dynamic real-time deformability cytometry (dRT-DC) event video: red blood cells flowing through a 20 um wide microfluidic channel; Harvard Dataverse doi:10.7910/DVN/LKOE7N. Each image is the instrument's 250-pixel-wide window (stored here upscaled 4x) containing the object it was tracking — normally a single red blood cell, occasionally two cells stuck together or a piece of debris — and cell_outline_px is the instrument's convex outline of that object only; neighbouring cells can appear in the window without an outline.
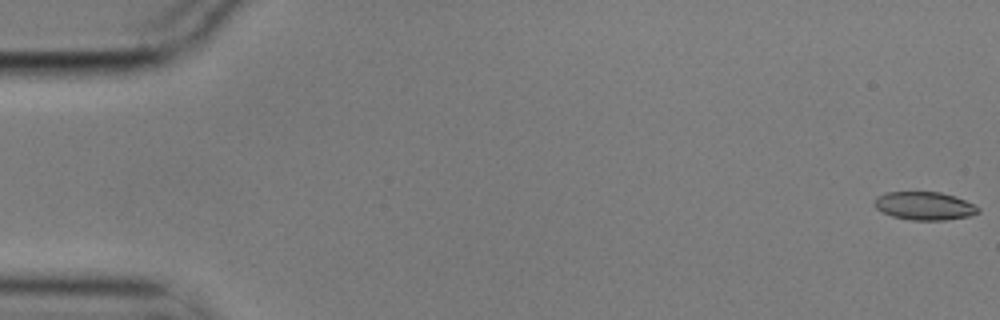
{"species": "common noctule bat (a hibernating species)", "species_latin": "Nyctalus noctula", "temperature_condition": "cold", "stored_images_in_passage": 5, "camera_frame_rate_fps": 3000, "um_per_image_px": 0.085, "animal": {"sex": "male", "body_mass_g": 17.9}, "frame": {"image": 1, "passage_image": 1, "time_ms": 0.0, "image_size_px": [1000, 320], "cell_outline_px": [[980, 212], [968, 216], [944, 220], [912, 220], [892, 216], [876, 208], [872, 204], [872, 200], [876, 196], [888, 192], [940, 192], [956, 196], [980, 208]], "centroid_in_image_um": [78.54, 17.49], "position_along_channel_um": 6.5, "area_um2": 17.05}}
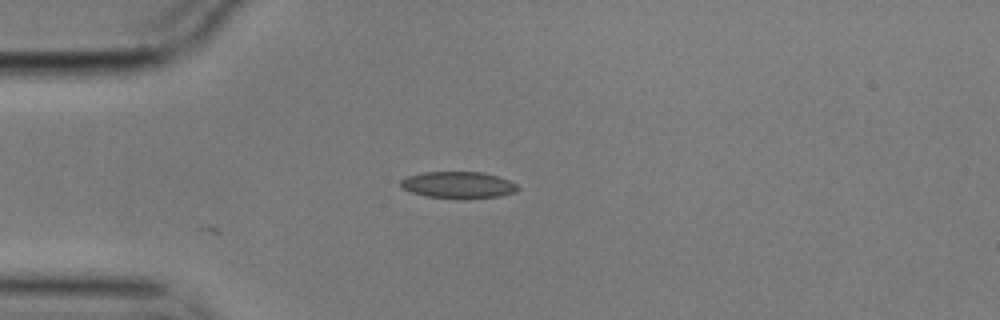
{"frame": {"image": 2, "passage_image": 5, "time_ms": 1.333, "image_size_px": [1000, 320], "cell_outline_px": [[520, 188], [516, 192], [500, 196], [464, 200], [460, 200], [428, 196], [412, 192], [400, 188], [400, 180], [408, 176], [424, 172], [484, 172], [508, 180], [516, 184]], "centroid_in_image_um": [38.96, 15.74], "position_along_channel_um": 46.0, "area_um2": 18.5}}